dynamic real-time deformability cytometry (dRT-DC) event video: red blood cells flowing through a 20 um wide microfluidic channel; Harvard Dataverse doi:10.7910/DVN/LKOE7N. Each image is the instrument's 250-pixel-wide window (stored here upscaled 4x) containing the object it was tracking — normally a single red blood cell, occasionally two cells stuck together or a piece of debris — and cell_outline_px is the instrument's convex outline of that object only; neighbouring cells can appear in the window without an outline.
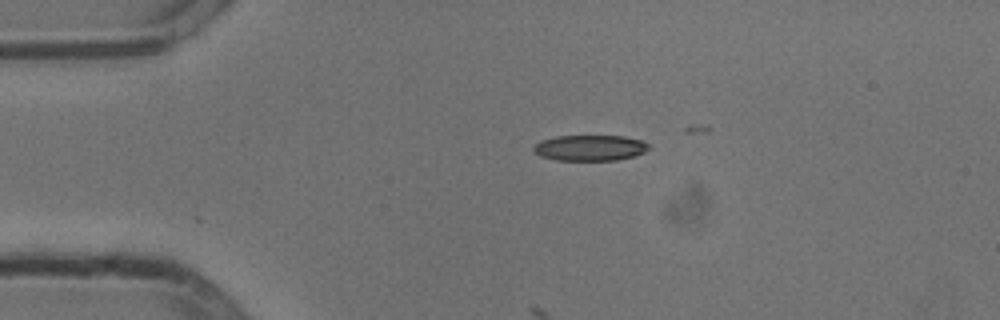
{"species": "common noctule bat (a hibernating species)", "species_latin": "Nyctalus noctula", "temperature_condition": "cold", "stored_images_in_passage": 12, "camera_frame_rate_fps": 3000, "um_per_image_px": 0.085, "animal": {"sex": "male", "body_mass_g": 13.3}, "frame": {"image": 1, "passage_image": 1, "time_ms": 0.0, "image_size_px": [1000, 320], "cell_outline_px": [[652, 148], [636, 156], [616, 160], [556, 160], [540, 156], [532, 152], [532, 148], [540, 140], [556, 136], [624, 136], [644, 140]], "centroid_in_image_um": [50.16, 12.57], "position_along_channel_um": 34.8, "area_um2": 17.57}}
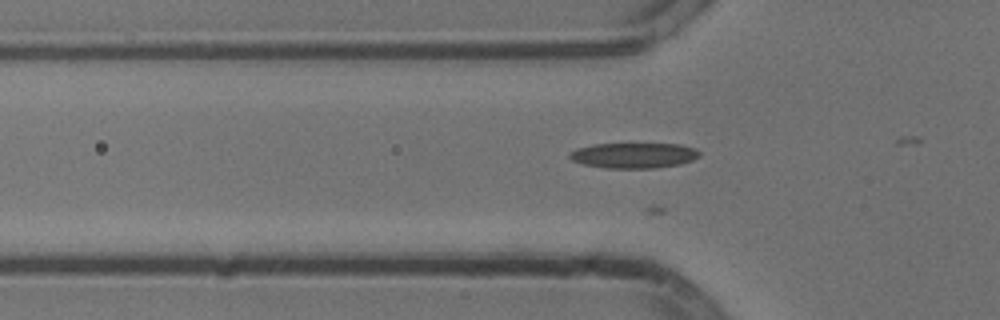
{"frame": {"image": 2, "passage_image": 7, "time_ms": 2.0, "image_size_px": [1000, 320], "cell_outline_px": [[700, 156], [692, 160], [680, 164], [656, 168], [604, 168], [584, 164], [572, 160], [568, 156], [576, 148], [592, 144], [680, 144], [696, 148], [700, 152]], "centroid_in_image_um": [53.89, 13.21], "position_along_channel_um": 71.9, "area_um2": 19.25}}